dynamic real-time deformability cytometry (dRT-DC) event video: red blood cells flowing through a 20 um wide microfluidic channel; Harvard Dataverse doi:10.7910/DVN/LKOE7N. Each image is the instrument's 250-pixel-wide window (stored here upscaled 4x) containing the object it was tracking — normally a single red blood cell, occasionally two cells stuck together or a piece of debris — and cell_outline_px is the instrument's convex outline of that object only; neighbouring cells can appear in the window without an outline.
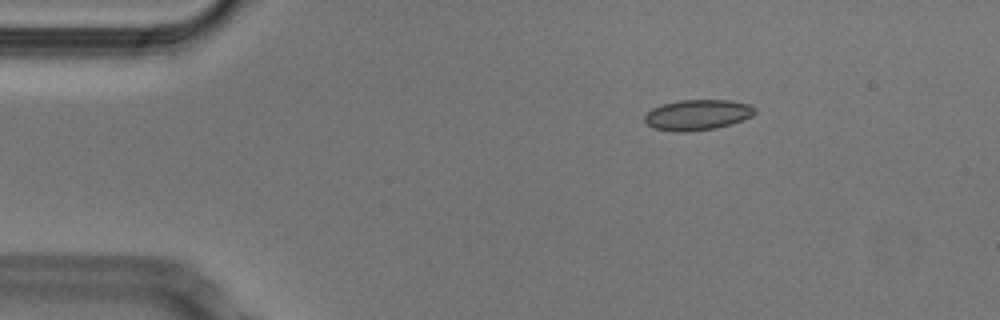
{"species": "Egyptian fruit bat (a non-hibernating species)", "species_latin": "Rousettus aegyptiacus", "temperature_condition": "cold", "stored_images_in_passage": 45, "camera_frame_rate_fps": 3000, "um_per_image_px": 0.085, "animal": {"sex": "male"}, "frame": {"image": 1, "passage_image": 1, "time_ms": 0.0, "image_size_px": [1000, 320], "cell_outline_px": [[756, 112], [752, 116], [732, 124], [716, 128], [688, 132], [676, 132], [652, 128], [644, 120], [644, 116], [652, 108], [664, 104], [680, 100], [728, 100], [748, 104], [756, 108]], "centroid_in_image_um": [59.29, 9.77], "position_along_channel_um": 25.7, "area_um2": 19.65}}
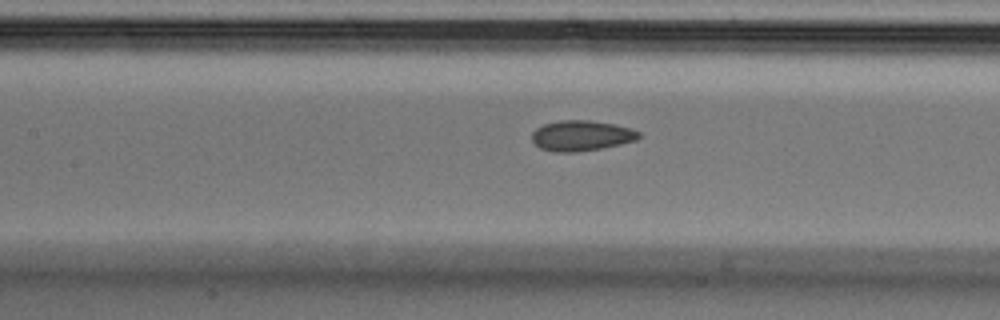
{"frame": {"image": 2, "passage_image": 16, "time_ms": 5.0, "image_size_px": [1000, 320], "cell_outline_px": [[640, 136], [636, 140], [620, 144], [600, 148], [576, 152], [556, 152], [540, 148], [532, 140], [532, 132], [536, 128], [544, 124], [560, 120], [592, 120], [616, 124], [632, 128], [640, 132]], "centroid_in_image_um": [49.43, 11.52], "position_along_channel_um": 158.0, "area_um2": 19.02}}
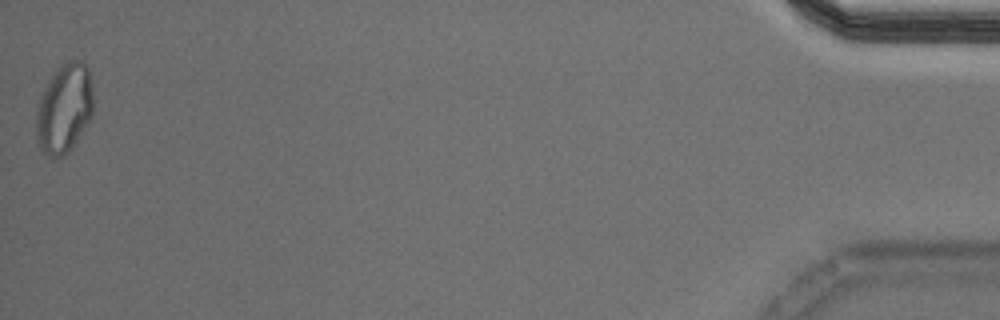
{"frame": {"image": 3, "passage_image": 45, "time_ms": 14.667, "image_size_px": [1000, 320], "cell_outline_px": [[92, 116], [72, 148], [68, 152], [60, 156], [48, 156], [40, 152], [36, 140], [36, 104], [52, 72], [60, 64], [68, 60], [84, 60], [88, 68], [92, 88]], "centroid_in_image_um": [5.43, 9.2], "position_along_channel_um": 429.8, "area_um2": 30.23}, "authors_computed_cell_mechanics": {"area_um2": 19.074, "velocity_mm_per_s": 3.7979, "shape_relaxation_time_tau1_ms": null, "shape_relaxation_time_tau2_ms": 2.7455, "deformation_change_tau1": null, "deformation_change_tau2": 0.0596}}